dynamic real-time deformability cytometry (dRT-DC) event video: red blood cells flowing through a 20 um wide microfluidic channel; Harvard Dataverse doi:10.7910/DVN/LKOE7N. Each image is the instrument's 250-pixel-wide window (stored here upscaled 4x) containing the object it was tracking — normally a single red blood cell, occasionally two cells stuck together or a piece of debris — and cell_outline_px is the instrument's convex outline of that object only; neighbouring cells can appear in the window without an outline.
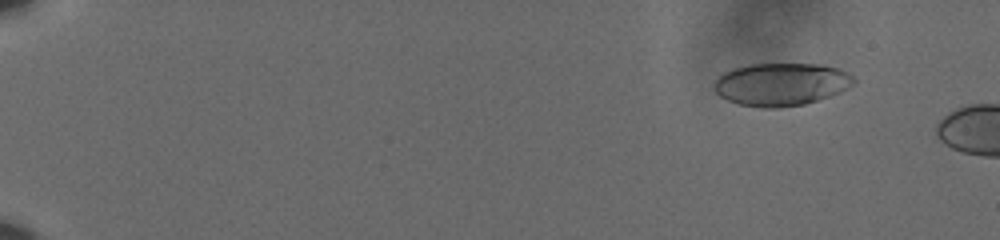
{"species": "human", "species_latin": "Homo sapiens", "temperature_condition": "cold", "stored_images_in_passage": 7, "camera_frame_rate_fps": 3000, "um_per_image_px": 0.085, "donor": {"sex": "male"}, "frame": {"image": 1, "passage_image": 1, "time_ms": 0.0, "image_size_px": [1000, 240], "cell_outline_px": [[856, 80], [848, 88], [840, 92], [804, 104], [776, 108], [764, 108], [740, 104], [728, 100], [720, 96], [712, 88], [712, 84], [724, 72], [748, 64], [820, 64], [836, 68], [848, 72]], "centroid_in_image_um": [66.38, 7.16], "position_along_channel_um": 18.6, "area_um2": 34.62}}